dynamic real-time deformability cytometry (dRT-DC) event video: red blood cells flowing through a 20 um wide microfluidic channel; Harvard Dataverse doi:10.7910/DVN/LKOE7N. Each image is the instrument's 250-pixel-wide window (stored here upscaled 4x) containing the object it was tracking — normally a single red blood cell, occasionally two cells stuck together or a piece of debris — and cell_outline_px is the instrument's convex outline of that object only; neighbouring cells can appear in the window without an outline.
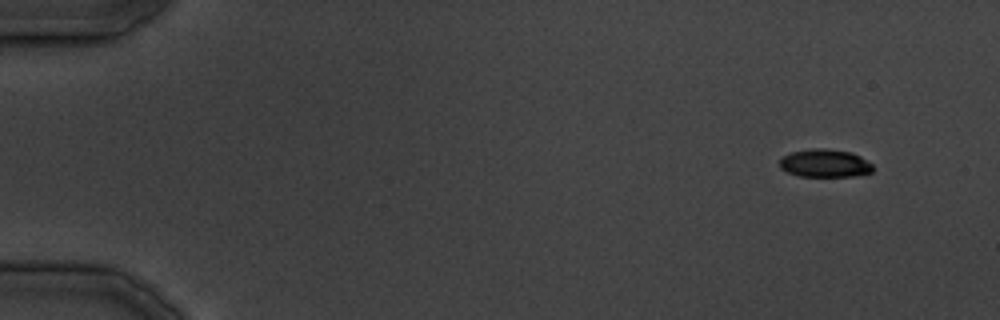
{"species": "common noctule bat (a hibernating species)", "species_latin": "Nyctalus noctula", "temperature_condition": "cold", "stored_images_in_passage": 36, "segment_of_instrument_passage": [1, 2], "camera_frame_rate_fps": 3000, "um_per_image_px": 0.085, "animal": {"sex": "male", "body_mass_g": 19.5, "forearm_length_mm": 54.6}, "frame": {"image": 1, "passage_image": 1, "time_ms": 0.0, "image_size_px": [1000, 320], "cell_outline_px": [[872, 172], [852, 176], [800, 176], [788, 172], [780, 168], [780, 160], [784, 156], [792, 152], [812, 148], [824, 148], [852, 152], [860, 156], [872, 164]], "centroid_in_image_um": [70.12, 13.87], "position_along_channel_um": 14.9, "area_um2": 15.09}}
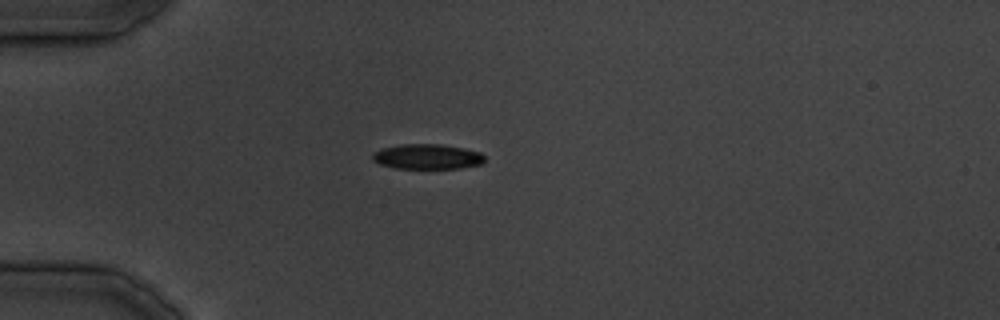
{"frame": {"image": 2, "passage_image": 9, "time_ms": 9.333, "image_size_px": [1000, 320], "cell_outline_px": [[484, 164], [460, 168], [396, 168], [380, 164], [372, 160], [372, 152], [384, 148], [404, 144], [440, 144], [464, 148], [480, 152], [484, 156]], "centroid_in_image_um": [36.34, 13.31], "position_along_channel_um": 48.7, "area_um2": 16.36}}
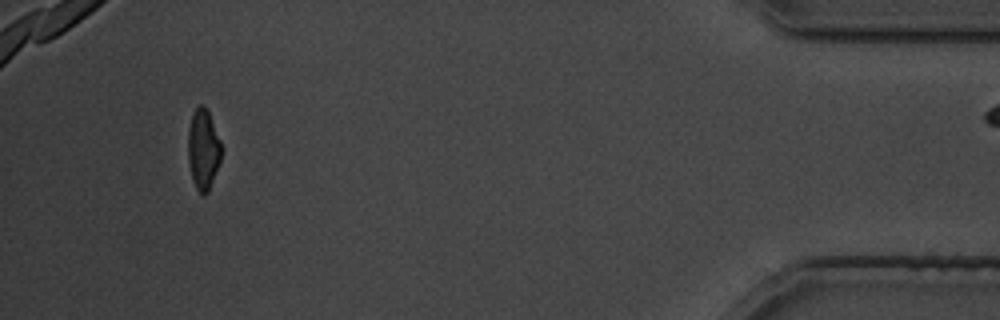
{"frame": {"image": 3, "passage_image": 33, "time_ms": 39.333, "image_size_px": [1000, 320], "cell_outline_px": [[224, 148], [220, 160], [208, 192], [200, 192], [196, 188], [192, 180], [188, 160], [188, 128], [192, 116], [196, 108], [200, 104], [204, 104], [208, 112]], "centroid_in_image_um": [17.28, 12.67], "position_along_channel_um": 417.9, "area_um2": 15.55}}